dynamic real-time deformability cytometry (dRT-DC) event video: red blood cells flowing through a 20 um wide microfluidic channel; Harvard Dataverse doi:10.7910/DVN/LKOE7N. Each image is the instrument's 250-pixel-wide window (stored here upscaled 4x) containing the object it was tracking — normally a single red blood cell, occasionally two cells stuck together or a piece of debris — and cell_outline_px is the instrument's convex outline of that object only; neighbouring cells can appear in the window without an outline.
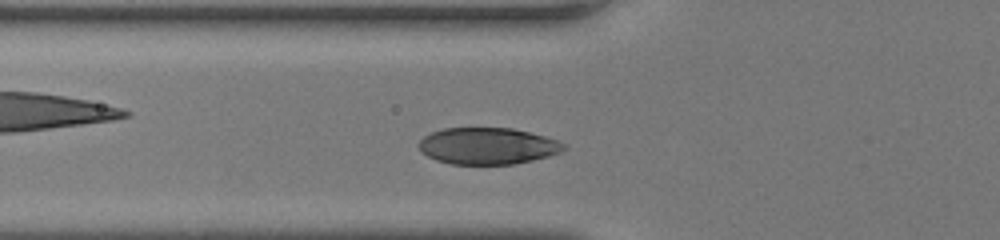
{"species": "human", "species_latin": "Homo sapiens", "temperature_condition": "room temperature", "stored_images_in_passage": 27, "camera_frame_rate_fps": 3000, "um_per_image_px": 0.085, "donor": {"sex": "female"}, "frame": {"image": 1, "passage_image": 4, "time_ms": 1.0, "image_size_px": [1000, 240], "cell_outline_px": [[564, 148], [560, 152], [548, 156], [516, 164], [452, 164], [436, 160], [420, 152], [416, 144], [424, 136], [432, 132], [444, 128], [512, 128], [544, 136], [556, 140], [564, 144]], "centroid_in_image_um": [41.39, 12.41], "position_along_channel_um": 84.4, "area_um2": 30.87}}
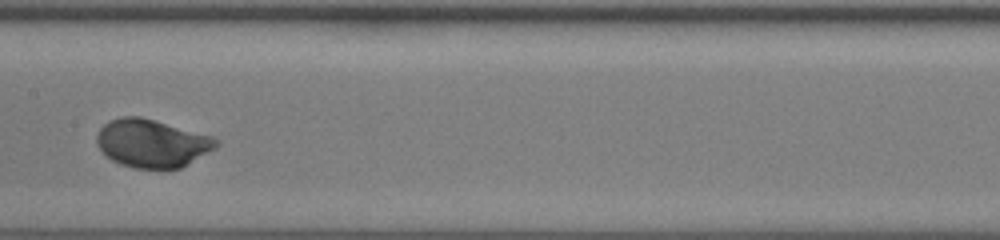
{"frame": {"image": 2, "passage_image": 12, "time_ms": 3.667, "image_size_px": [1000, 240], "cell_outline_px": [[220, 144], [216, 148], [180, 168], [136, 168], [120, 164], [112, 160], [100, 148], [96, 140], [96, 136], [100, 128], [108, 120], [120, 116], [140, 116], [212, 136], [220, 140]], "centroid_in_image_um": [12.92, 12.16], "position_along_channel_um": 194.5, "area_um2": 33.29}}
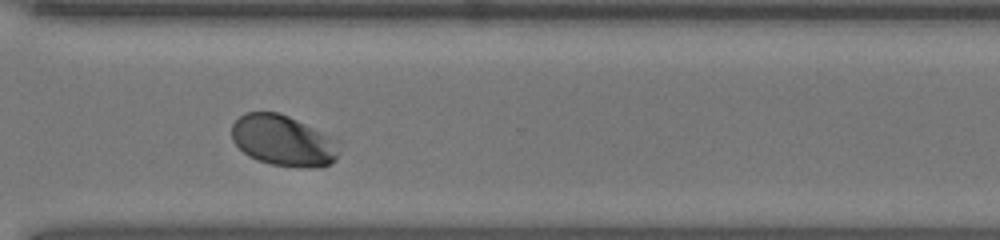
{"frame": {"image": 3, "passage_image": 23, "time_ms": 7.333, "image_size_px": [1000, 240], "cell_outline_px": [[336, 160], [332, 164], [320, 168], [296, 168], [272, 164], [256, 160], [248, 156], [232, 140], [232, 124], [244, 112], [276, 112], [288, 116], [336, 140]], "centroid_in_image_um": [24.03, 11.98], "position_along_channel_um": 346.6, "area_um2": 31.56}, "authors_computed_cell_mechanics": {"area_um2": 32.4836, "velocity_mm_per_s": 4.1311, "shape_relaxation_time_tau1_ms": 1.7618, "shape_relaxation_time_tau2_ms": null, "deformation_change_tau1": 0.1492, "deformation_change_tau2": null}}